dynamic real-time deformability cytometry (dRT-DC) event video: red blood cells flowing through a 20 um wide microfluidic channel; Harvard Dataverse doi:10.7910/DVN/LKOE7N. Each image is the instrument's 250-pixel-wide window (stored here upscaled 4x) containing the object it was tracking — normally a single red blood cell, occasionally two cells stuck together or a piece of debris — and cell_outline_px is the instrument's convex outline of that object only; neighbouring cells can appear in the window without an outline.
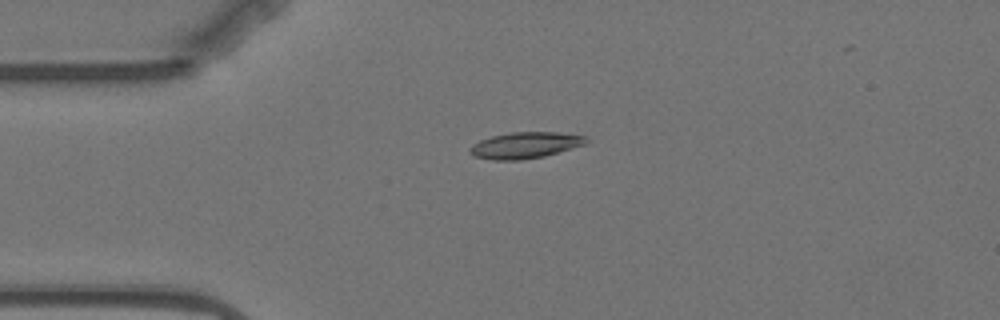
{"species": "Egyptian fruit bat (a non-hibernating species)", "species_latin": "Rousettus aegyptiacus", "temperature_condition": "warm", "stored_images_in_passage": 4, "camera_frame_rate_fps": 3000, "um_per_image_px": 0.085, "animal": {"sex": "female"}, "frame": {"image": 1, "passage_image": 3, "time_ms": 2.333, "image_size_px": [1000, 320], "cell_outline_px": [[588, 140], [584, 144], [544, 156], [520, 160], [492, 160], [472, 156], [468, 152], [468, 148], [472, 144], [480, 140], [492, 136], [512, 132], [556, 132], [584, 136]], "centroid_in_image_um": [44.55, 12.35], "position_along_channel_um": 40.5, "area_um2": 17.69}}